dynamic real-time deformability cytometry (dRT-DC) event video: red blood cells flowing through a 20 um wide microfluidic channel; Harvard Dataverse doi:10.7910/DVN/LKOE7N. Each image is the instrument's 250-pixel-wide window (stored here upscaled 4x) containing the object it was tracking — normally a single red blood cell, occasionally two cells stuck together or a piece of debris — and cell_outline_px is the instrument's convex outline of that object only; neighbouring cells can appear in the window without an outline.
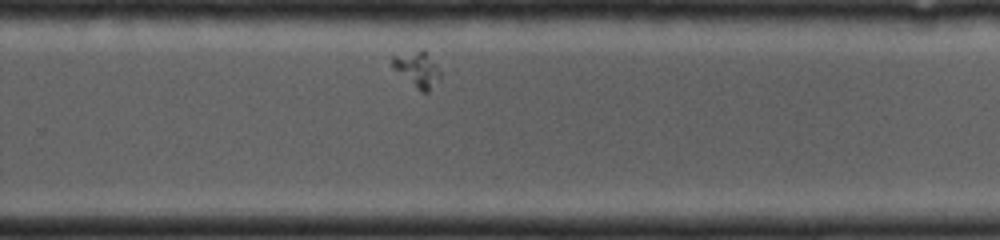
{"species": "common noctule bat (a hibernating species)", "species_latin": "Nyctalus noctula", "temperature_condition": "cold", "stored_images_in_passage": 35, "camera_frame_rate_fps": 4000, "um_per_image_px": 0.085, "animal": {"sex": "female", "body_mass_g": 19.0, "forearm_length_mm": 53.3}, "frame": {"image": 1, "passage_image": 25, "time_ms": 6.0, "image_size_px": [1000, 240], "cell_outline_px": [[440, 80], [428, 92], [420, 92], [392, 68], [392, 56], [424, 48], [428, 52], [436, 64], [440, 72]], "centroid_in_image_um": [35.48, 5.88], "position_along_channel_um": 294.3, "area_um2": 10.17}}